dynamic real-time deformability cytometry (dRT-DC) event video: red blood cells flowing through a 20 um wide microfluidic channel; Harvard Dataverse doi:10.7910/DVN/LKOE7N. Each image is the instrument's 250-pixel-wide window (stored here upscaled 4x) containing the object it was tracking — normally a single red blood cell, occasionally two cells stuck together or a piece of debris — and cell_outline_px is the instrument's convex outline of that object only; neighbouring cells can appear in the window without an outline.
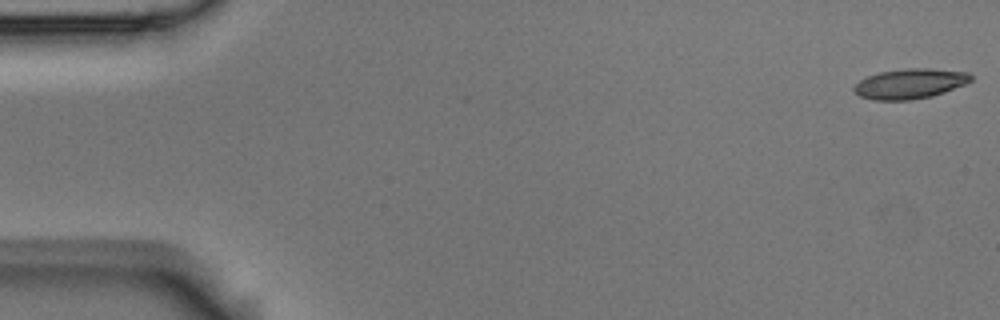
{"species": "Egyptian fruit bat (a non-hibernating species)", "species_latin": "Rousettus aegyptiacus", "temperature_condition": "room temperature", "stored_images_in_passage": 54, "camera_frame_rate_fps": 3000, "um_per_image_px": 0.085, "animal": {"sex": "male"}, "frame": {"image": 1, "passage_image": 1, "time_ms": 0.0, "image_size_px": [1000, 320], "cell_outline_px": [[972, 80], [964, 84], [944, 92], [932, 96], [912, 100], [872, 100], [860, 96], [852, 88], [864, 76], [880, 72], [908, 68], [928, 68], [968, 72], [972, 76]], "centroid_in_image_um": [77.32, 7.11], "position_along_channel_um": 7.7, "area_um2": 20.46}}
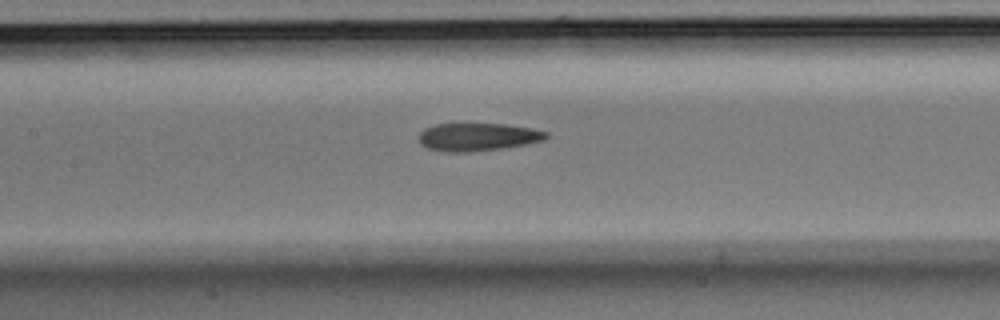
{"frame": {"image": 2, "passage_image": 25, "time_ms": 8.0, "image_size_px": [1000, 320], "cell_outline_px": [[548, 136], [544, 140], [524, 144], [500, 148], [464, 152], [448, 152], [428, 148], [420, 144], [420, 132], [424, 128], [436, 124], [464, 120], [504, 124], [532, 128], [548, 132]], "centroid_in_image_um": [40.56, 11.57], "position_along_channel_um": 166.8, "area_um2": 21.39}}
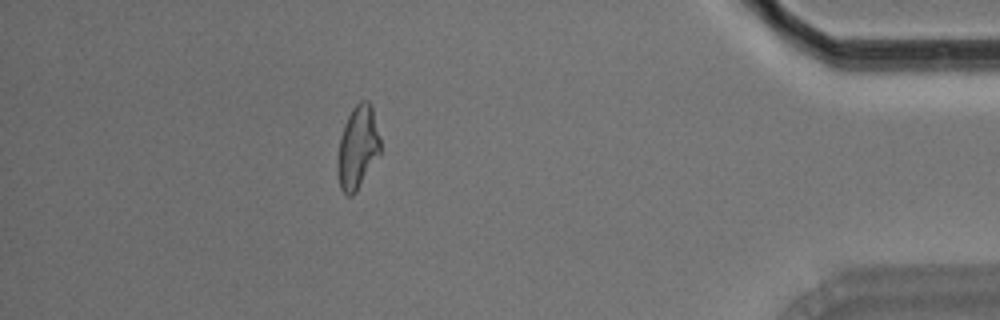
{"frame": {"image": 3, "passage_image": 48, "time_ms": 15.667, "image_size_px": [1000, 320], "cell_outline_px": [[380, 152], [356, 192], [352, 196], [348, 196], [340, 188], [336, 172], [336, 160], [340, 140], [344, 124], [352, 108], [360, 100], [368, 100], [372, 108], [380, 140]], "centroid_in_image_um": [30.37, 12.55], "position_along_channel_um": 404.8, "area_um2": 20.58}, "authors_computed_cell_mechanics": {"area_um2": 20.808, "velocity_mm_per_s": 3.7082, "shape_relaxation_time_tau1_ms": 5.4696, "shape_relaxation_time_tau2_ms": 3.3216, "deformation_change_tau1": 0.1721, "deformation_change_tau2": 0.1109}}